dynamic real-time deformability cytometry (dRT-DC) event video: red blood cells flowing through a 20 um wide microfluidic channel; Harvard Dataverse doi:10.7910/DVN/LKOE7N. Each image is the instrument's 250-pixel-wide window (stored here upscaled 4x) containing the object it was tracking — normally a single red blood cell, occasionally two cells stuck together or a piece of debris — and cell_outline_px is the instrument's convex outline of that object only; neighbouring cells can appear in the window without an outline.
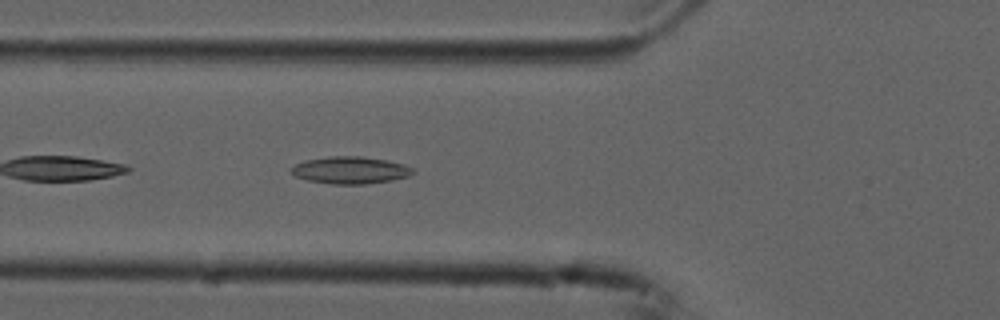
{"species": "common noctule bat (a hibernating species)", "species_latin": "Nyctalus noctula", "temperature_condition": "cold", "stored_images_in_passage": 39, "camera_frame_rate_fps": 3000, "um_per_image_px": 0.085, "animal": {"sex": "male", "forearm_length_mm": 52.5}, "frame": {"image": 1, "passage_image": 4, "time_ms": 1.0, "image_size_px": [1000, 320], "cell_outline_px": [[416, 172], [408, 176], [392, 180], [364, 184], [332, 184], [308, 180], [296, 176], [288, 172], [288, 168], [304, 160], [328, 156], [360, 156], [388, 160], [404, 164], [412, 168]], "centroid_in_image_um": [29.74, 14.45], "position_along_channel_um": 96.1, "area_um2": 19.42}}
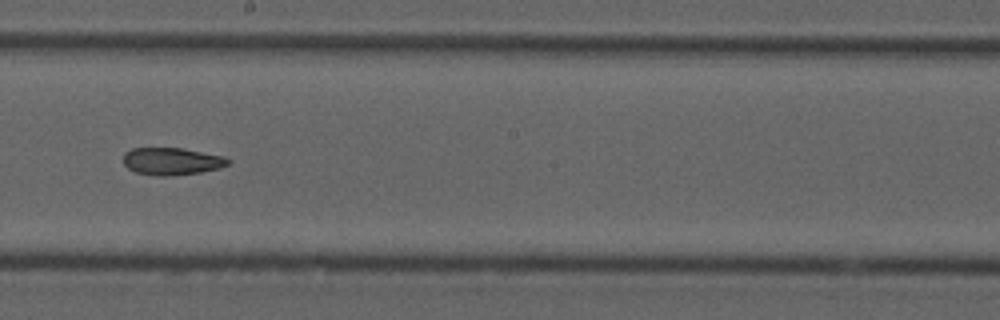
{"frame": {"image": 2, "passage_image": 15, "time_ms": 4.667, "image_size_px": [1000, 320], "cell_outline_px": [[232, 160], [228, 164], [220, 168], [200, 172], [168, 176], [156, 176], [136, 172], [128, 168], [124, 164], [124, 152], [132, 148], [180, 148], [224, 156]], "centroid_in_image_um": [14.6, 13.71], "position_along_channel_um": 233.6, "area_um2": 16.65}}
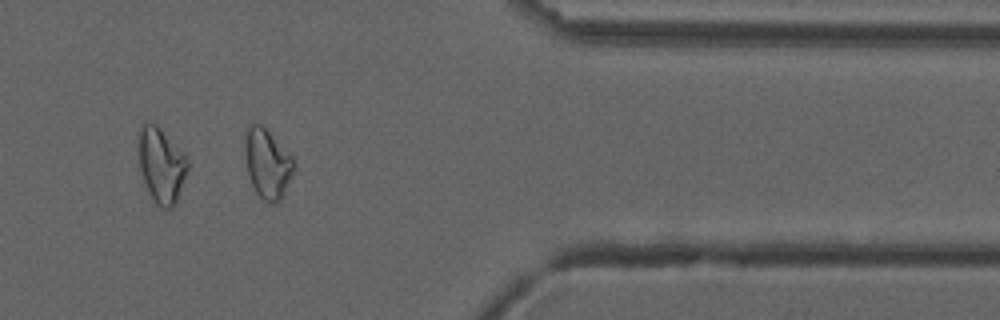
{"frame": {"image": 3, "passage_image": 29, "time_ms": 9.333, "image_size_px": [1000, 320], "cell_outline_px": [[296, 164], [284, 192], [280, 200], [272, 204], [264, 200], [256, 192], [252, 184], [248, 172], [244, 152], [244, 144], [248, 128], [252, 124], [260, 124], [292, 156]], "centroid_in_image_um": [22.72, 13.92], "position_along_channel_um": 388.7, "area_um2": 19.31}, "authors_computed_cell_mechanics": {"area_um2": 17.8024, "velocity_mm_per_s": 3.7511, "shape_relaxation_time_tau1_ms": null, "shape_relaxation_time_tau2_ms": 4.3249, "deformation_change_tau1": null, "deformation_change_tau2": 0.1173}}